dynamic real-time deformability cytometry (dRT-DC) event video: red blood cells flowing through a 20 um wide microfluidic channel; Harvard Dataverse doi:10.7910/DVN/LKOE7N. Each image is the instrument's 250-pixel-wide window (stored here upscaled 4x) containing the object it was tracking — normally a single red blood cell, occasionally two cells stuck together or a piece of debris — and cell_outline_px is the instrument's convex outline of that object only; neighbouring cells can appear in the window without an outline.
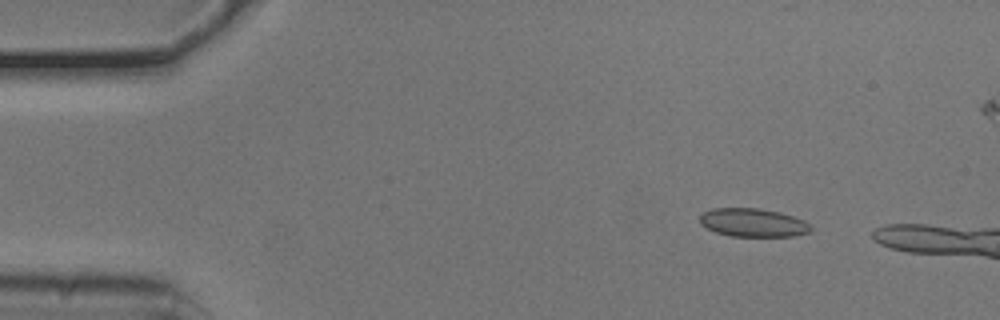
{"species": "common noctule bat (a hibernating species)", "species_latin": "Nyctalus noctula", "temperature_condition": "cold", "stored_images_in_passage": 15, "camera_frame_rate_fps": 3000, "um_per_image_px": 0.085, "animal": {"sex": "male", "body_mass_g": 20.5, "forearm_length_mm": 52.5}, "frame": {"image": 1, "passage_image": 7, "time_ms": 2.0, "image_size_px": [1000, 320], "cell_outline_px": [[812, 232], [792, 236], [728, 236], [716, 232], [700, 224], [700, 216], [704, 212], [712, 208], [760, 208], [780, 212], [804, 220], [812, 224]], "centroid_in_image_um": [64.04, 18.92], "position_along_channel_um": 21.0, "area_um2": 18.5}}